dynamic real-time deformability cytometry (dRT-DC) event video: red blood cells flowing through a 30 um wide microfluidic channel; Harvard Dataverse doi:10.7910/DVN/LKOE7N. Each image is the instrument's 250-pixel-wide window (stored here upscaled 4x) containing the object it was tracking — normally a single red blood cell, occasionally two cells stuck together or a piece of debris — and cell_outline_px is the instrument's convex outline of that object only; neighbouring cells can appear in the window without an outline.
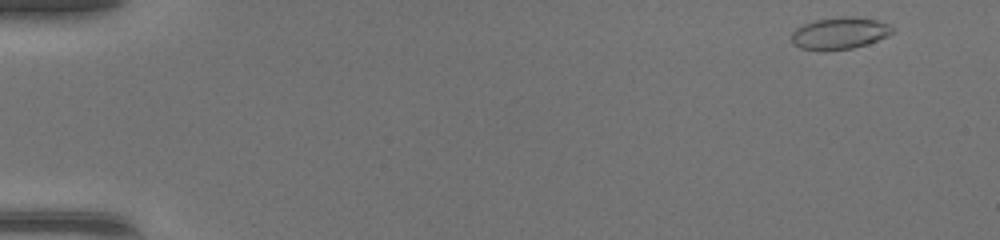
{"species": "common noctule bat (a hibernating species)", "species_latin": "Nyctalus noctula", "temperature_condition": "warm", "stored_images_in_passage": 46, "camera_frame_rate_fps": 3000, "um_per_image_px": 0.085, "animal": {"sex": "female", "body_mass_g": 17.0, "forearm_length_mm": 48.0}, "frame": {"image": 1, "passage_image": 1, "time_ms": 0.0, "image_size_px": [1000, 240], "cell_outline_px": [[892, 32], [888, 36], [852, 48], [800, 48], [792, 44], [792, 32], [796, 28], [812, 20], [840, 16], [856, 16], [876, 20], [888, 24], [892, 28]], "centroid_in_image_um": [71.36, 2.77], "position_along_channel_um": 13.6, "area_um2": 18.21}}
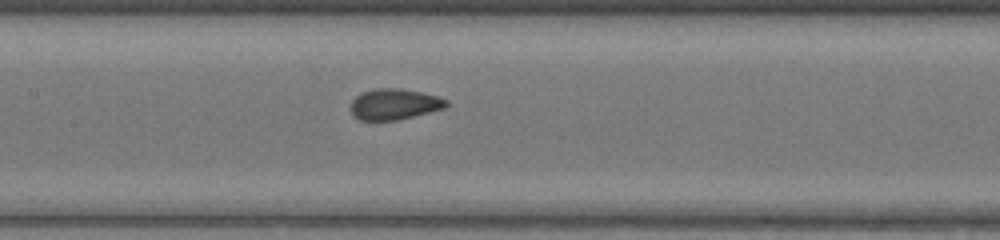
{"frame": {"image": 2, "passage_image": 22, "time_ms": 7.0, "image_size_px": [1000, 240], "cell_outline_px": [[448, 104], [444, 108], [400, 120], [360, 120], [352, 116], [352, 100], [356, 96], [364, 92], [376, 88], [400, 88], [420, 92], [436, 96], [448, 100]], "centroid_in_image_um": [33.52, 8.86], "position_along_channel_um": 173.9, "area_um2": 17.11}}
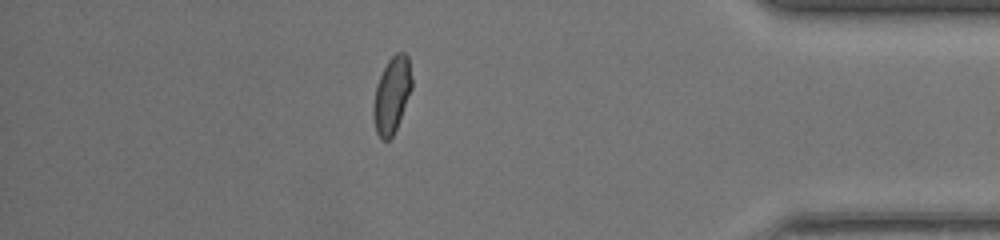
{"frame": {"image": 3, "passage_image": 40, "time_ms": 13.0, "image_size_px": [1000, 240], "cell_outline_px": [[412, 88], [396, 128], [392, 136], [388, 140], [380, 140], [376, 132], [372, 116], [372, 104], [376, 84], [388, 60], [396, 52], [404, 52], [408, 56], [412, 80]], "centroid_in_image_um": [33.28, 8.08], "position_along_channel_um": 401.9, "area_um2": 17.17}, "authors_computed_cell_mechanics": {"area_um2": 17.4556, "velocity_mm_per_s": 4.3756, "shape_relaxation_time_tau1_ms": 6.6429, "shape_relaxation_time_tau2_ms": null, "deformation_change_tau1": 0.1965, "deformation_change_tau2": null}}